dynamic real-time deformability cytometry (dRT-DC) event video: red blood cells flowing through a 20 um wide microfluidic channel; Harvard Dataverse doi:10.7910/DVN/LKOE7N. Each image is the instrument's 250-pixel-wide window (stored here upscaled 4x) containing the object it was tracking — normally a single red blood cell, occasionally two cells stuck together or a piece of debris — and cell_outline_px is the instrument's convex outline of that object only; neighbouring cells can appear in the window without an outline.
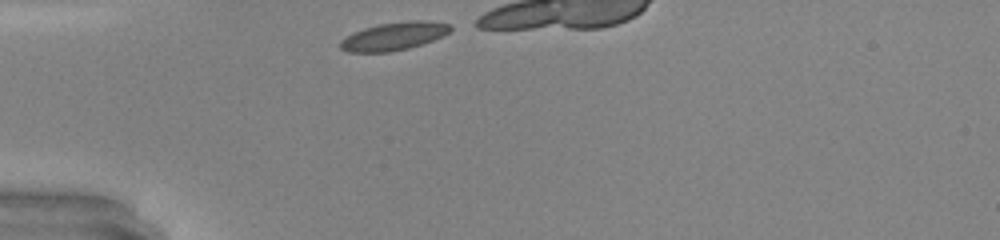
{"species": "common noctule bat (a hibernating species)", "species_latin": "Nyctalus noctula", "temperature_condition": "warm", "stored_images_in_passage": 8, "camera_frame_rate_fps": 3000, "um_per_image_px": 0.085, "animal": {"sex": "male", "body_mass_g": 20.0, "forearm_length_mm": 53.3}, "frame": {"image": 1, "passage_image": 1, "time_ms": 0.0, "image_size_px": [1000, 240], "cell_outline_px": [[452, 28], [448, 32], [432, 40], [408, 48], [388, 52], [348, 52], [340, 48], [340, 40], [352, 32], [364, 28], [380, 24], [416, 20], [424, 20], [452, 24]], "centroid_in_image_um": [33.45, 3.07], "position_along_channel_um": 51.6, "area_um2": 17.74}}